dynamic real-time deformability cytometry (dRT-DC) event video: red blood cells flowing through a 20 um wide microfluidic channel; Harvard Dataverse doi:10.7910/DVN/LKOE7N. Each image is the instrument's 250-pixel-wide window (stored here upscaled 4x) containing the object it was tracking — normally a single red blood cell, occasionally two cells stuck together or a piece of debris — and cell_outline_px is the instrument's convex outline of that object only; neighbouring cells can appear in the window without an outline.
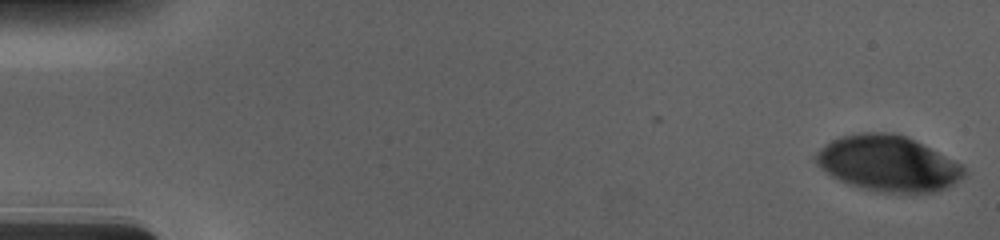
{"species": "human", "species_latin": "Homo sapiens", "temperature_condition": "cold", "stored_images_in_passage": 56, "camera_frame_rate_fps": 3000, "um_per_image_px": 0.085, "donor": {"sex": "male"}, "frame": {"image": 1, "passage_image": 1, "time_ms": 0.0, "image_size_px": [1000, 240], "cell_outline_px": [[968, 172], [964, 176], [952, 184], [944, 188], [932, 192], [880, 192], [860, 188], [848, 184], [832, 176], [820, 168], [812, 160], [812, 156], [824, 144], [840, 136], [860, 132], [892, 132], [904, 136], [960, 164]], "centroid_in_image_um": [75.39, 13.89], "position_along_channel_um": 9.6, "area_um2": 47.69}}
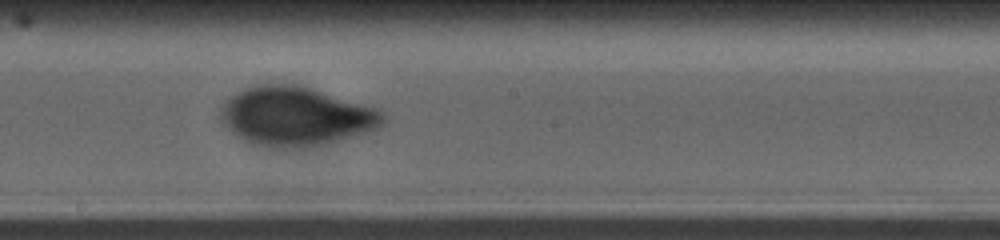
{"frame": {"image": 2, "passage_image": 32, "time_ms": 10.333, "image_size_px": [1000, 240], "cell_outline_px": [[384, 124], [368, 132], [312, 148], [268, 148], [252, 144], [244, 140], [232, 132], [220, 120], [220, 108], [224, 100], [236, 92], [244, 88], [256, 84], [296, 84], [376, 108], [384, 112]], "centroid_in_image_um": [25.1, 9.9], "position_along_channel_um": 223.1, "area_um2": 56.18}}
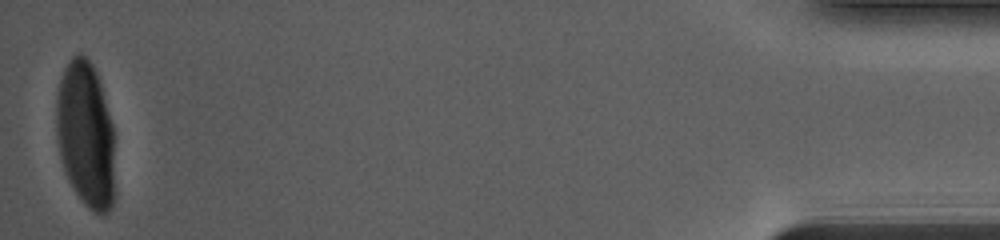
{"frame": {"image": 3, "passage_image": 56, "time_ms": 18.333, "image_size_px": [1000, 240], "cell_outline_px": [[112, 204], [108, 212], [96, 212], [88, 208], [84, 204], [68, 180], [64, 172], [60, 156], [56, 136], [56, 92], [64, 68], [68, 60], [76, 52], [80, 52], [92, 64], [100, 80], [112, 124]], "centroid_in_image_um": [7.23, 11.36], "position_along_channel_um": 428.0, "area_um2": 49.48}}